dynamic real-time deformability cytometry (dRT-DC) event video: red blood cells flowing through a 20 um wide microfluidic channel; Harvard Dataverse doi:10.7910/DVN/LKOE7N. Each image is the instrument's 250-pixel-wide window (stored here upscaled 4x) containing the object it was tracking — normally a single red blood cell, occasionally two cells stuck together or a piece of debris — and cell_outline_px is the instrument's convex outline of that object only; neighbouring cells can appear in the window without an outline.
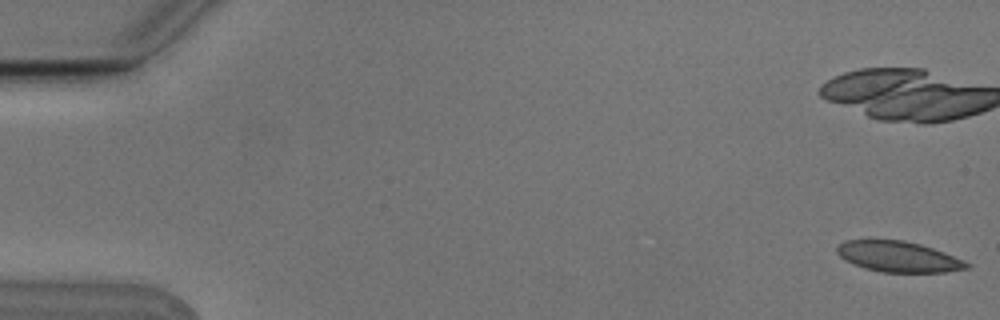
{"species": "Egyptian fruit bat (a non-hibernating species)", "species_latin": "Rousettus aegyptiacus", "temperature_condition": "cold", "stored_images_in_passage": 6, "camera_frame_rate_fps": 3000, "um_per_image_px": 0.085, "animal": {"sex": "male"}, "frame": {"image": 1, "passage_image": 1, "time_ms": 0.0, "image_size_px": [1000, 320], "cell_outline_px": [[972, 264], [968, 268], [944, 272], [880, 272], [864, 268], [852, 264], [844, 260], [836, 252], [836, 244], [844, 240], [904, 240], [920, 244], [944, 252], [964, 260]], "centroid_in_image_um": [76.32, 21.81], "position_along_channel_um": 8.7, "area_um2": 23.35}}